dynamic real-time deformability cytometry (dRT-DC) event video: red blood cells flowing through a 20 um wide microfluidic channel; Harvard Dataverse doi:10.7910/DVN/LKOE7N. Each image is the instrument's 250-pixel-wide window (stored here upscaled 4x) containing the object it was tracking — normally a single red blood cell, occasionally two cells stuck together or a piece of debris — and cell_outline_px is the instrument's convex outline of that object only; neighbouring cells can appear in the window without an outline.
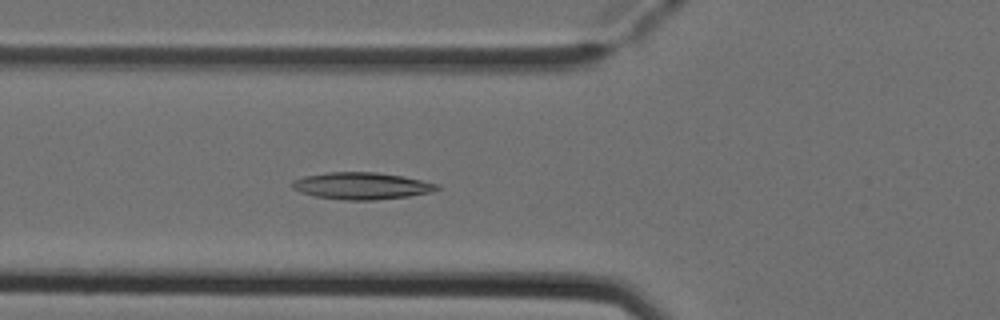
{"species": "Egyptian fruit bat (a non-hibernating species)", "species_latin": "Rousettus aegyptiacus", "temperature_condition": "cold", "stored_images_in_passage": 6, "camera_frame_rate_fps": 3000, "um_per_image_px": 0.085, "animal": {"sex": "female"}, "frame": {"image": 1, "passage_image": 6, "time_ms": 1.667, "image_size_px": [1000, 320], "cell_outline_px": [[440, 188], [432, 192], [408, 196], [372, 200], [344, 200], [316, 196], [300, 192], [292, 188], [292, 180], [304, 176], [324, 172], [376, 172], [400, 176], [440, 184]], "centroid_in_image_um": [30.71, 15.79], "position_along_channel_um": 95.1, "area_um2": 22.66}}